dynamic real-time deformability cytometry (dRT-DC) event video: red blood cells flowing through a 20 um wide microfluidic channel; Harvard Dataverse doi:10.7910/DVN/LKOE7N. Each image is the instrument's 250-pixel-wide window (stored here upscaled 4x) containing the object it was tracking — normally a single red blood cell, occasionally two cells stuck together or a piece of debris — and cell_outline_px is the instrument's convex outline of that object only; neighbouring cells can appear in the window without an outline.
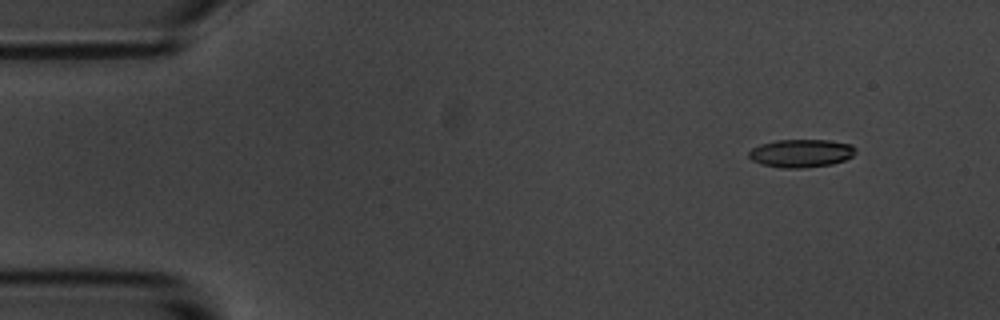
{"species": "common noctule bat (a hibernating species)", "species_latin": "Nyctalus noctula", "temperature_condition": "room temperature", "stored_images_in_passage": 6, "segment_of_instrument_passage": [2, 2], "camera_frame_rate_fps": 3000, "um_per_image_px": 0.085, "animal": {"sex": "male", "body_mass_g": 20.1, "forearm_length_mm": 53.5}, "frame": {"image": 1, "passage_image": 6, "time_ms": 6.667, "image_size_px": [1000, 320], "cell_outline_px": [[856, 152], [852, 156], [844, 160], [832, 164], [804, 168], [780, 168], [760, 164], [752, 160], [748, 156], [748, 152], [752, 148], [760, 144], [776, 140], [828, 140], [852, 144], [856, 148]], "centroid_in_image_um": [68.08, 13.03], "position_along_channel_um": 16.9, "area_um2": 17.63}}